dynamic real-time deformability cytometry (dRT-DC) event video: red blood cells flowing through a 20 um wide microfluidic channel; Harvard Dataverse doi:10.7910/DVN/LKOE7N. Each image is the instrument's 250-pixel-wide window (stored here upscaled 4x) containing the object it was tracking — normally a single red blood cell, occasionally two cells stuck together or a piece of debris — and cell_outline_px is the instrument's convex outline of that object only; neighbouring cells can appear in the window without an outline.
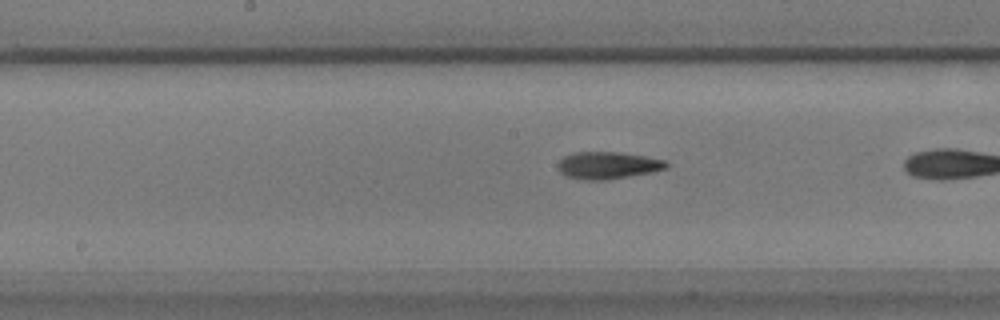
{"species": "common noctule bat (a hibernating species)", "species_latin": "Nyctalus noctula", "temperature_condition": "warm", "stored_images_in_passage": 22, "camera_frame_rate_fps": 3000, "um_per_image_px": 0.085, "animal": {"sex": "male", "body_mass_g": 17.9}, "frame": {"image": 1, "passage_image": 13, "time_ms": 4.0, "image_size_px": [1000, 320], "cell_outline_px": [[672, 164], [668, 168], [652, 172], [608, 180], [584, 180], [564, 176], [560, 172], [556, 164], [564, 156], [572, 152], [620, 152], [668, 160]], "centroid_in_image_um": [51.69, 14.05], "position_along_channel_um": 196.5, "area_um2": 17.57}}